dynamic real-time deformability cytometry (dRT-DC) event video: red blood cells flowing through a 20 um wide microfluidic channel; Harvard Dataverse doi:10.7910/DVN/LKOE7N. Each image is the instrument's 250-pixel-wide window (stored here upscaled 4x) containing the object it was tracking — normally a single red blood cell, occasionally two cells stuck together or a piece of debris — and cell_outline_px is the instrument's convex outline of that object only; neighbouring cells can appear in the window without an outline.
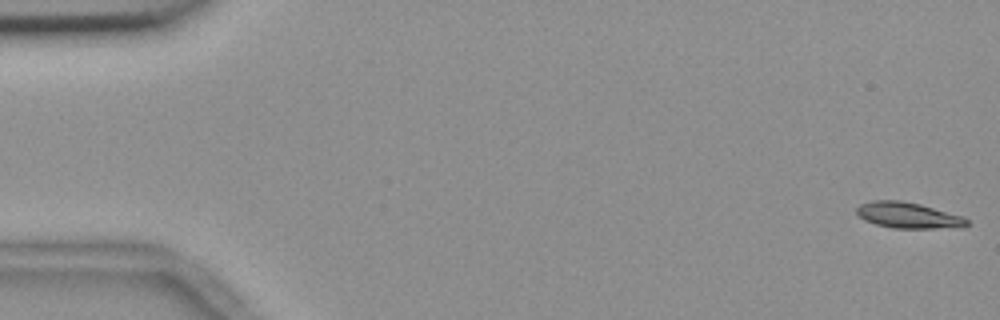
{"species": "common noctule bat (a hibernating species)", "species_latin": "Nyctalus noctula", "temperature_condition": "room temperature", "stored_images_in_passage": 55, "camera_frame_rate_fps": 3000, "um_per_image_px": 0.085, "animal": {"sex": "female", "body_mass_g": 18.4}, "frame": {"image": 1, "passage_image": 1, "time_ms": 0.0, "image_size_px": [1000, 320], "cell_outline_px": [[968, 224], [964, 228], [892, 228], [876, 224], [864, 220], [856, 212], [856, 208], [860, 204], [872, 200], [900, 200], [920, 204], [964, 216], [968, 220]], "centroid_in_image_um": [77.23, 18.3], "position_along_channel_um": 7.8, "area_um2": 16.82}}
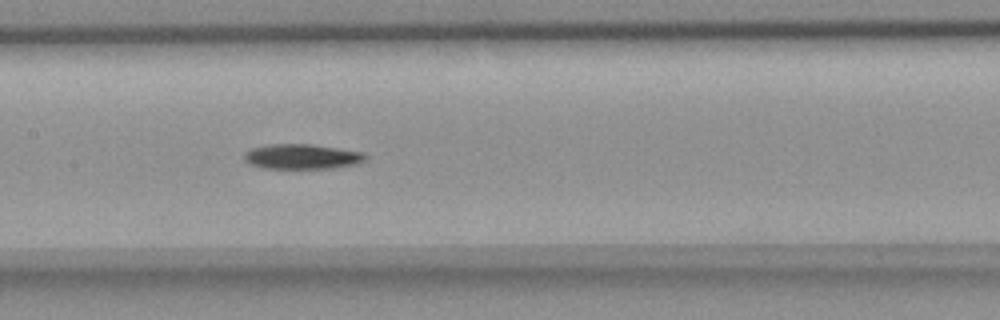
{"frame": {"image": 2, "passage_image": 27, "time_ms": 8.667, "image_size_px": [1000, 320], "cell_outline_px": [[368, 156], [364, 160], [356, 164], [332, 168], [260, 168], [248, 164], [244, 160], [244, 152], [252, 148], [272, 144], [312, 144], [364, 152]], "centroid_in_image_um": [25.65, 13.31], "position_along_channel_um": 181.8, "area_um2": 17.74}}
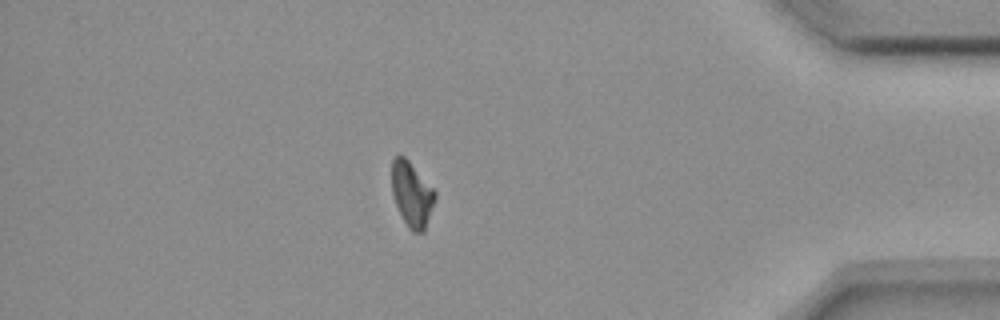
{"frame": {"image": 3, "passage_image": 48, "time_ms": 15.667, "image_size_px": [1000, 320], "cell_outline_px": [[436, 200], [424, 232], [412, 232], [408, 228], [396, 204], [392, 192], [392, 160], [396, 156], [404, 156], [408, 160], [436, 192]], "centroid_in_image_um": [35.02, 16.54], "position_along_channel_um": 400.2, "area_um2": 16.18}, "authors_computed_cell_mechanics": {"area_um2": 17.2244, "velocity_mm_per_s": 3.6755, "shape_relaxation_time_tau1_ms": 3.5095, "shape_relaxation_time_tau2_ms": null, "deformation_change_tau1": 0.1514, "deformation_change_tau2": null}}